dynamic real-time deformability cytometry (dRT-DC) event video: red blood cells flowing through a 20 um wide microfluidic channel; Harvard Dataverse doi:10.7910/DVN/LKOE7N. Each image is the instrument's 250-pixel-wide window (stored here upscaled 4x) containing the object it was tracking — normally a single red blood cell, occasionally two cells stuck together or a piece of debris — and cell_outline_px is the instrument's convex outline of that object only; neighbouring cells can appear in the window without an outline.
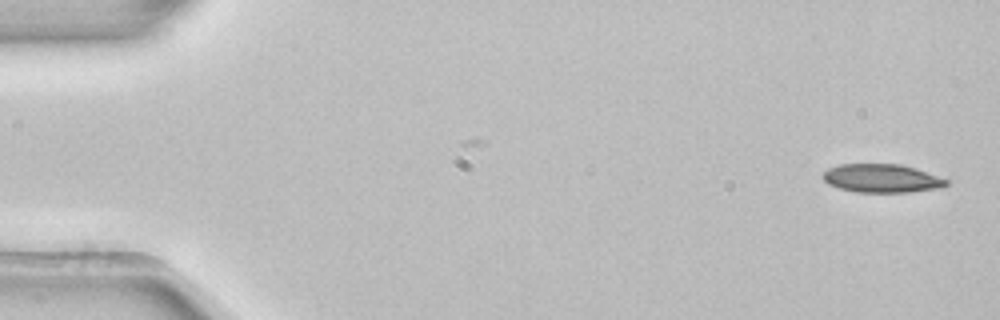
{"species": "common noctule bat (a hibernating species)", "species_latin": "Nyctalus noctula", "temperature_condition": "room temperature", "stored_images_in_passage": 4, "camera_frame_rate_fps": 3000, "um_per_image_px": 0.085, "animal": {"sex": "female", "body_mass_g": 22.7, "forearm_length_mm": 54.2}, "frame": {"image": 1, "passage_image": 1, "time_ms": 0.0, "image_size_px": [1000, 320], "cell_outline_px": [[948, 184], [940, 188], [908, 192], [856, 192], [840, 188], [828, 184], [824, 180], [824, 172], [828, 168], [840, 164], [900, 164], [948, 180]], "centroid_in_image_um": [74.91, 15.16], "position_along_channel_um": 10.1, "area_um2": 20.11}}
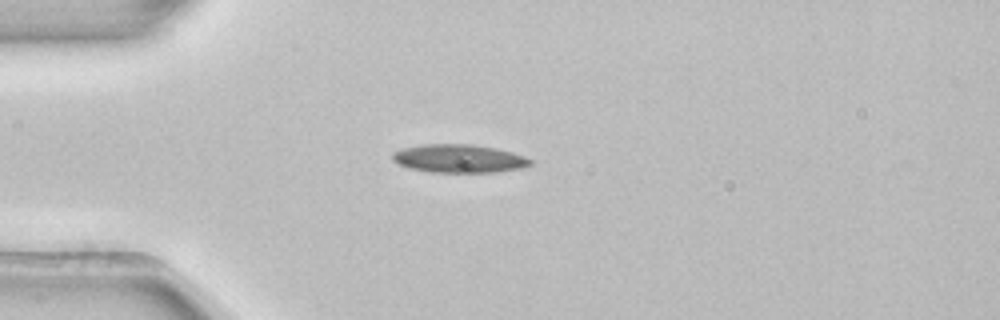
{"frame": {"image": 2, "passage_image": 4, "time_ms": 1.0, "image_size_px": [1000, 320], "cell_outline_px": [[532, 164], [520, 168], [496, 172], [432, 172], [408, 168], [392, 160], [392, 152], [404, 148], [424, 144], [472, 144], [496, 148], [512, 152], [524, 156], [532, 160]], "centroid_in_image_um": [39.01, 13.47], "position_along_channel_um": 46.0, "area_um2": 22.66}}